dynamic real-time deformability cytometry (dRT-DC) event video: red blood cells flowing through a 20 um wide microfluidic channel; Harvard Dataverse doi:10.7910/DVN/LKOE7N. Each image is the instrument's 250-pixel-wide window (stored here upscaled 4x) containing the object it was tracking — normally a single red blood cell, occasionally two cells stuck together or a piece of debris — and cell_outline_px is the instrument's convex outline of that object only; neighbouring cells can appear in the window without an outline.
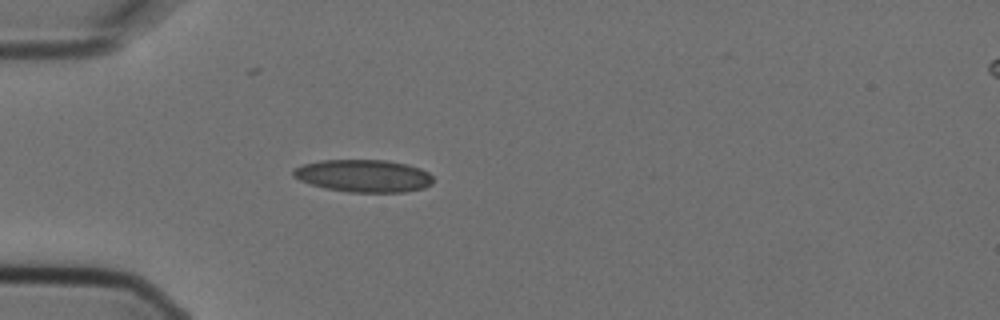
{"species": "Egyptian fruit bat (a non-hibernating species)", "species_latin": "Rousettus aegyptiacus", "temperature_condition": "cold", "stored_images_in_passage": 1, "camera_frame_rate_fps": 3000, "um_per_image_px": 0.085, "animal": {"sex": "female"}, "frame": {"image": 1, "passage_image": 1, "time_ms": 0.0, "image_size_px": [1000, 320], "cell_outline_px": [[432, 184], [424, 188], [404, 192], [348, 192], [324, 188], [308, 184], [292, 176], [292, 168], [304, 164], [320, 160], [384, 160], [404, 164], [420, 168], [428, 172], [432, 176]], "centroid_in_image_um": [30.86, 14.95], "position_along_channel_um": 54.1, "area_um2": 26.59}}